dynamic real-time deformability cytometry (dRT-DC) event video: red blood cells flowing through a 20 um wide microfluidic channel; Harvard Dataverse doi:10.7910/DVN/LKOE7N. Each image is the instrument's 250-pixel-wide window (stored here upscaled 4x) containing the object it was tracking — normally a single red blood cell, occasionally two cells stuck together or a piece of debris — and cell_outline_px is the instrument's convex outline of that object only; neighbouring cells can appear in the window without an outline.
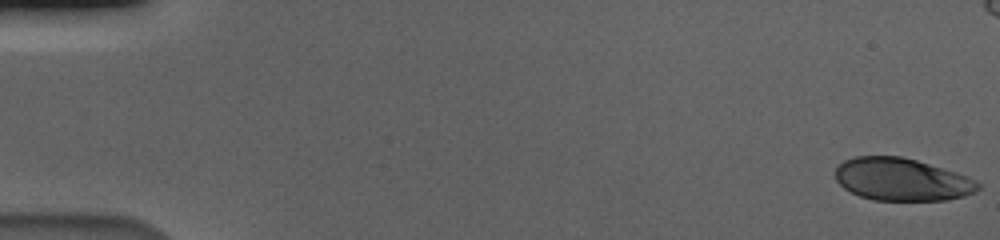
{"species": "human", "species_latin": "Homo sapiens", "temperature_condition": "cold", "stored_images_in_passage": 59, "camera_frame_rate_fps": 3000, "um_per_image_px": 0.085, "donor": {"sex": "male"}, "frame": {"image": 1, "passage_image": 1, "time_ms": 0.0, "image_size_px": [1000, 240], "cell_outline_px": [[980, 188], [964, 196], [944, 200], [872, 200], [860, 196], [844, 188], [836, 180], [836, 164], [844, 160], [856, 156], [900, 156], [916, 160], [956, 172], [968, 176], [980, 184]], "centroid_in_image_um": [76.62, 15.25], "position_along_channel_um": 8.4, "area_um2": 35.26}}
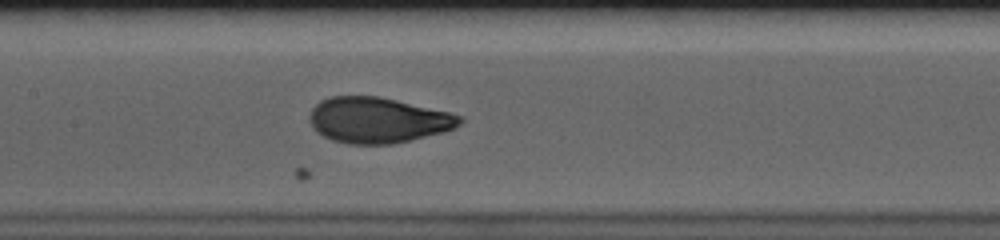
{"frame": {"image": 2, "passage_image": 29, "time_ms": 9.333, "image_size_px": [1000, 240], "cell_outline_px": [[464, 120], [460, 124], [444, 132], [392, 144], [348, 144], [332, 140], [316, 132], [312, 128], [308, 120], [312, 108], [320, 100], [332, 96], [380, 96], [448, 112], [464, 116]], "centroid_in_image_um": [32.09, 10.21], "position_along_channel_um": 175.3, "area_um2": 40.06}}
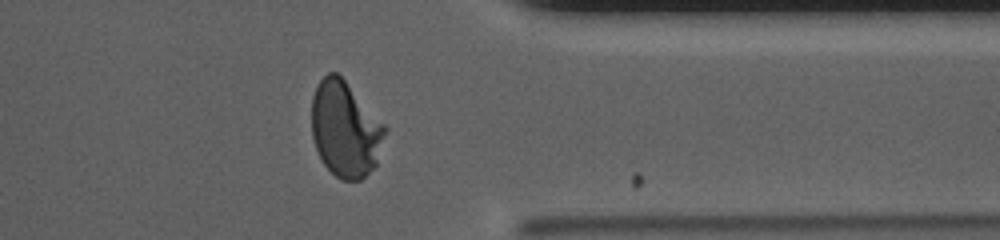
{"frame": {"image": 3, "passage_image": 47, "time_ms": 15.333, "image_size_px": [1000, 240], "cell_outline_px": [[388, 128], [376, 164], [360, 180], [340, 180], [324, 164], [316, 148], [312, 136], [312, 96], [320, 80], [328, 72], [336, 72], [344, 80]], "centroid_in_image_um": [29.34, 10.99], "position_along_channel_um": 382.1, "area_um2": 40.46}, "authors_computed_cell_mechanics": {"area_um2": 39.6508, "velocity_mm_per_s": 3.5664, "shape_relaxation_time_tau1_ms": 4.0251, "shape_relaxation_time_tau2_ms": null, "deformation_change_tau1": 0.2139, "deformation_change_tau2": null}}